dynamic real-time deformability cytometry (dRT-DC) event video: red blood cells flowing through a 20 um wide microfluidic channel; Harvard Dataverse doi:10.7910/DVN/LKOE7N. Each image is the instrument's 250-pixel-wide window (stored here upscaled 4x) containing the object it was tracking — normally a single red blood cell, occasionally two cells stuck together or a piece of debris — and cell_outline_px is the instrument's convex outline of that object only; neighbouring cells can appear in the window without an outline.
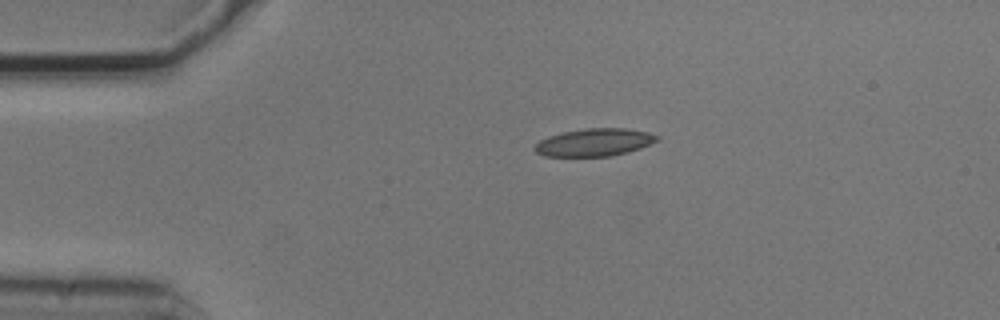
{"species": "common noctule bat (a hibernating species)", "species_latin": "Nyctalus noctula", "temperature_condition": "cold", "stored_images_in_passage": 3, "camera_frame_rate_fps": 3000, "um_per_image_px": 0.085, "animal": {"sex": "male", "body_mass_g": 20.5, "forearm_length_mm": 52.5}, "frame": {"image": 1, "passage_image": 1, "time_ms": 0.0, "image_size_px": [1000, 320], "cell_outline_px": [[660, 140], [640, 148], [608, 156], [544, 156], [536, 152], [532, 148], [540, 140], [548, 136], [564, 132], [588, 128], [628, 128], [648, 132], [660, 136]], "centroid_in_image_um": [50.53, 12.09], "position_along_channel_um": 34.5, "area_um2": 19.59}}
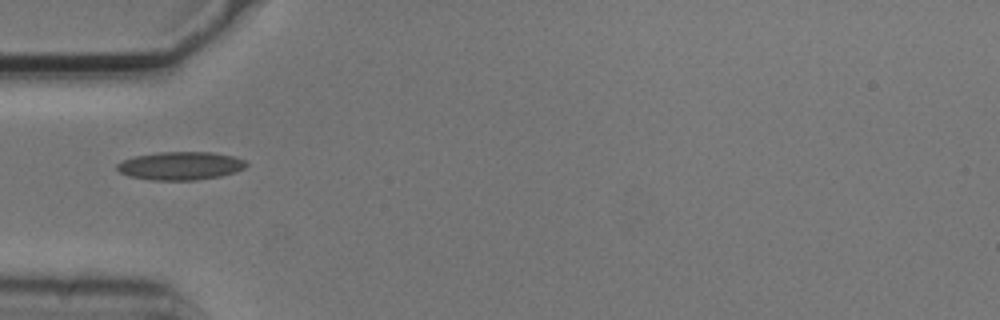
{"frame": {"image": 2, "passage_image": 2, "time_ms": 0.333, "image_size_px": [1000, 320], "cell_outline_px": [[248, 164], [244, 168], [236, 172], [220, 176], [196, 180], [152, 180], [128, 176], [120, 172], [116, 168], [116, 164], [132, 156], [160, 152], [212, 152], [232, 156], [244, 160]], "centroid_in_image_um": [15.32, 14.09], "position_along_channel_um": 69.7, "area_um2": 21.27}}
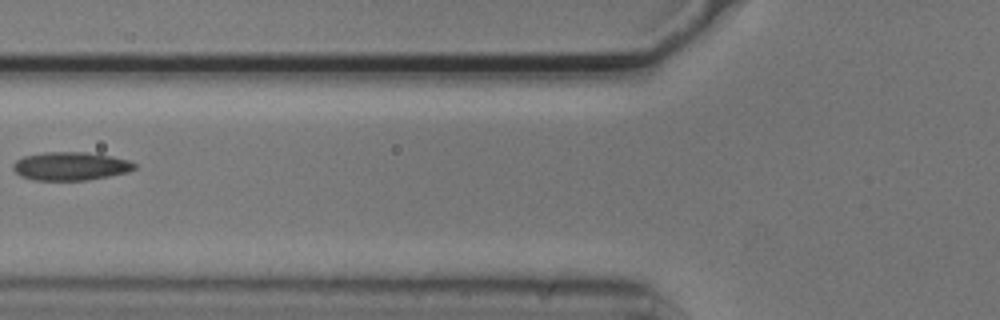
{"frame": {"image": 3, "passage_image": 3, "time_ms": 0.667, "image_size_px": [1000, 320], "cell_outline_px": [[136, 168], [128, 172], [88, 180], [32, 180], [20, 176], [12, 168], [12, 164], [16, 160], [24, 156], [44, 152], [84, 152], [112, 156], [128, 160], [136, 164]], "centroid_in_image_um": [5.98, 14.12], "position_along_channel_um": 119.8, "area_um2": 20.11}}